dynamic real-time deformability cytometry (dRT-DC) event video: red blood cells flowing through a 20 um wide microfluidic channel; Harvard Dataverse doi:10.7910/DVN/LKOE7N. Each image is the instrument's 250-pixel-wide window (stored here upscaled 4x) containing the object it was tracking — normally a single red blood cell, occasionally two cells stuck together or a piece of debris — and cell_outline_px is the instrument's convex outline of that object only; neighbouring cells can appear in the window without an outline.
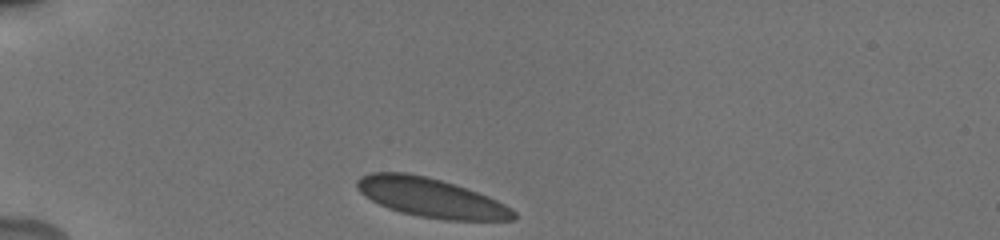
{"species": "human", "species_latin": "Homo sapiens", "temperature_condition": "cold", "stored_images_in_passage": 34, "camera_frame_rate_fps": 3000, "um_per_image_px": 0.085, "donor": {"sex": "male"}, "frame": {"image": 1, "passage_image": 1, "time_ms": 0.0, "image_size_px": [1000, 240], "cell_outline_px": [[516, 220], [444, 220], [420, 216], [400, 212], [388, 208], [364, 196], [356, 188], [356, 180], [360, 176], [372, 172], [408, 172], [440, 180], [488, 196], [512, 208], [516, 212]], "centroid_in_image_um": [36.6, 16.8], "position_along_channel_um": 48.4, "area_um2": 35.55}}
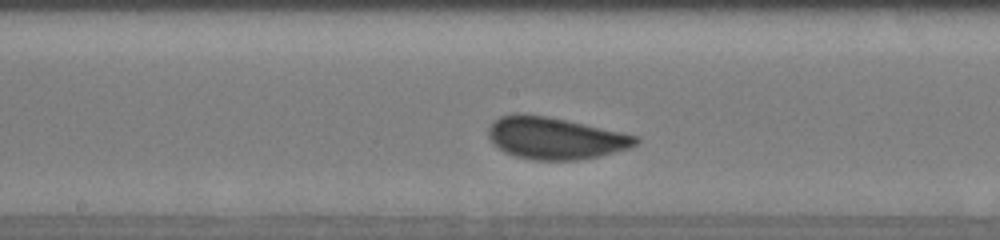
{"frame": {"image": 2, "passage_image": 16, "time_ms": 5.0, "image_size_px": [1000, 240], "cell_outline_px": [[640, 140], [636, 144], [628, 148], [600, 156], [576, 160], [532, 160], [516, 156], [504, 152], [492, 144], [488, 136], [488, 128], [500, 116], [512, 112], [524, 112], [548, 116], [620, 132], [636, 136]], "centroid_in_image_um": [47.11, 11.73], "position_along_channel_um": 201.1, "area_um2": 36.13}}
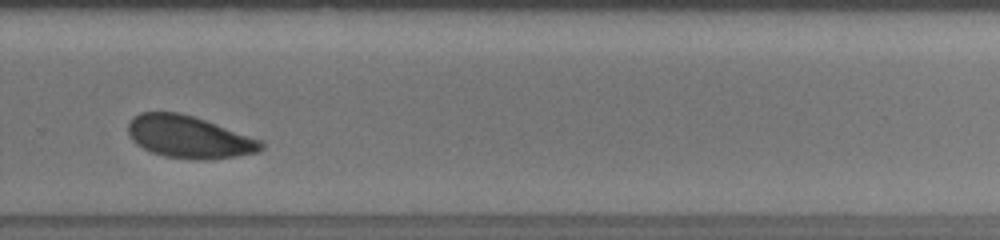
{"frame": {"image": 3, "passage_image": 25, "time_ms": 8.0, "image_size_px": [1000, 240], "cell_outline_px": [[264, 148], [260, 152], [236, 156], [204, 160], [192, 160], [164, 156], [152, 152], [136, 144], [132, 140], [128, 132], [128, 124], [132, 116], [140, 112], [180, 112], [264, 140]], "centroid_in_image_um": [16.08, 11.65], "position_along_channel_um": 313.7, "area_um2": 33.0}, "authors_computed_cell_mechanics": {"area_um2": 35.0846, "velocity_mm_per_s": 3.7648, "shape_relaxation_time_tau1_ms": 2.7221, "shape_relaxation_time_tau2_ms": null, "deformation_change_tau1": 0.085, "deformation_change_tau2": null}}